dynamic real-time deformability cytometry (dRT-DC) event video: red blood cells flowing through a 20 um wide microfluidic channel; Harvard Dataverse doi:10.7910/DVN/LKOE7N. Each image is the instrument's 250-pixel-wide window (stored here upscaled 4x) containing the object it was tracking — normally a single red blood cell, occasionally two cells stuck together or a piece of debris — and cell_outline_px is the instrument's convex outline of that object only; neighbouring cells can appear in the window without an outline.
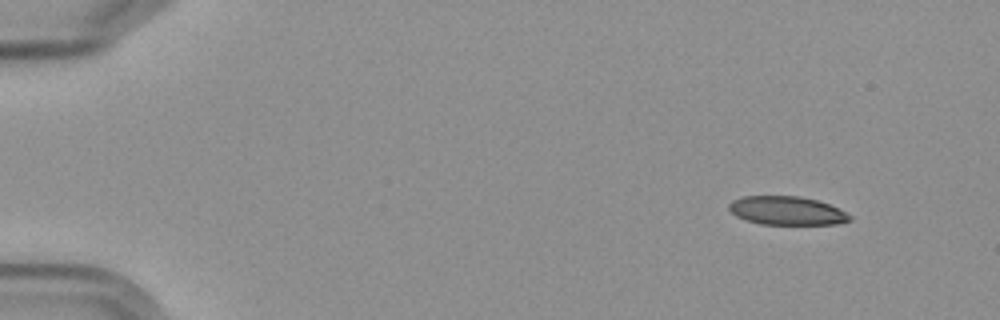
{"species": "Egyptian fruit bat (a non-hibernating species)", "species_latin": "Rousettus aegyptiacus", "temperature_condition": "cold", "stored_images_in_passage": 10, "camera_frame_rate_fps": 3000, "um_per_image_px": 0.085, "frame": {"image": 1, "passage_image": 1, "time_ms": 0.0, "image_size_px": [1000, 320], "cell_outline_px": [[852, 220], [836, 224], [760, 224], [736, 216], [728, 208], [728, 204], [732, 200], [744, 196], [800, 196], [816, 200], [828, 204], [852, 216]], "centroid_in_image_um": [66.86, 17.9], "position_along_channel_um": 18.1, "area_um2": 19.94}}
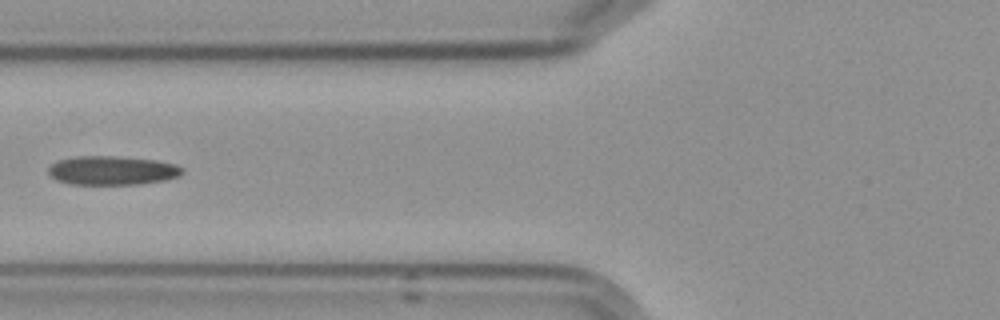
{"frame": {"image": 2, "passage_image": 6, "time_ms": 6.0, "image_size_px": [1000, 320], "cell_outline_px": [[184, 172], [180, 176], [164, 180], [140, 184], [72, 184], [56, 180], [48, 172], [48, 168], [52, 164], [60, 160], [76, 156], [116, 156], [156, 160], [176, 164], [184, 168]], "centroid_in_image_um": [9.58, 14.48], "position_along_channel_um": 116.2, "area_um2": 22.6}}
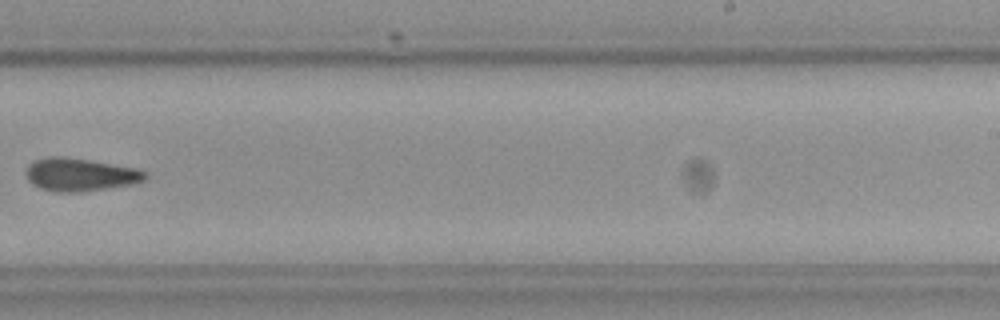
{"frame": {"image": 3, "passage_image": 10, "time_ms": 10.667, "image_size_px": [1000, 320], "cell_outline_px": [[148, 176], [144, 180], [128, 184], [80, 192], [56, 192], [40, 188], [32, 184], [28, 180], [24, 172], [28, 164], [32, 160], [48, 156], [64, 156], [136, 168], [148, 172]], "centroid_in_image_um": [6.73, 14.83], "position_along_channel_um": 282.3, "area_um2": 22.89}}